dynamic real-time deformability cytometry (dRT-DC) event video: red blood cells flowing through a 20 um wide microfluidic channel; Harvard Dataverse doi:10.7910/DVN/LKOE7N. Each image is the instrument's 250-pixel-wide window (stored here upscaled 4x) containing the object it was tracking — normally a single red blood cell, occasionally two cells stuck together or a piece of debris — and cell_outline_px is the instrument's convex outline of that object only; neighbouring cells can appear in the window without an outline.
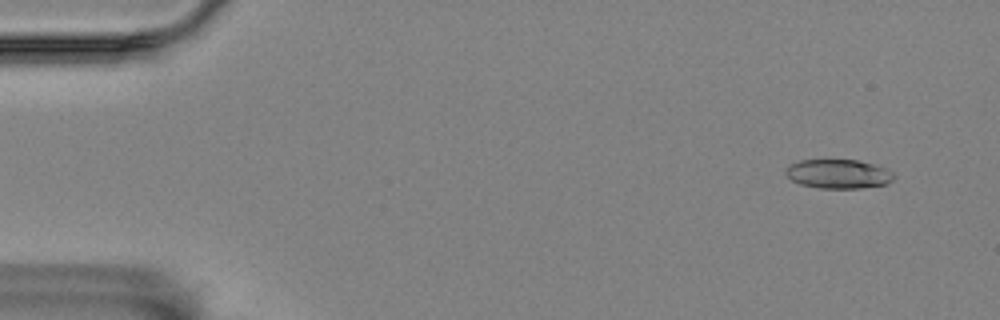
{"species": "Egyptian fruit bat (a non-hibernating species)", "species_latin": "Rousettus aegyptiacus", "temperature_condition": "room temperature", "stored_images_in_passage": 51, "camera_frame_rate_fps": 3000, "um_per_image_px": 0.085, "animal": {"sex": "female"}, "frame": {"image": 1, "passage_image": 4, "time_ms": 1.0, "image_size_px": [1000, 320], "cell_outline_px": [[896, 176], [888, 184], [860, 188], [820, 188], [800, 184], [792, 180], [784, 172], [792, 164], [800, 160], [860, 160], [888, 168]], "centroid_in_image_um": [71.32, 14.78], "position_along_channel_um": 13.7, "area_um2": 18.38}}
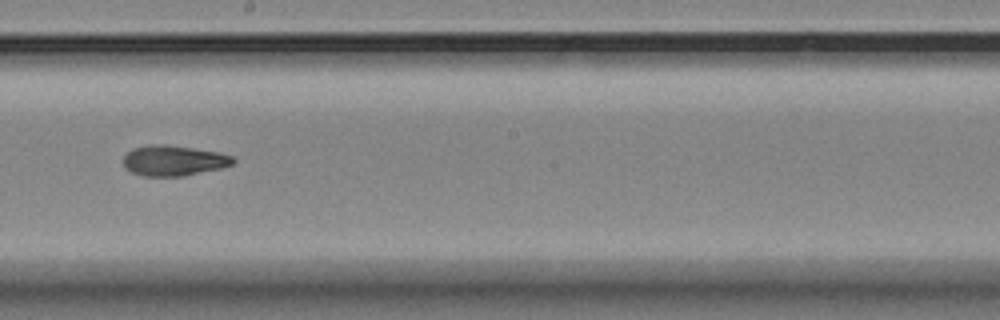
{"frame": {"image": 2, "passage_image": 32, "time_ms": 10.333, "image_size_px": [1000, 320], "cell_outline_px": [[236, 160], [232, 164], [220, 168], [184, 176], [144, 176], [132, 172], [124, 168], [124, 156], [132, 148], [152, 144], [164, 144], [220, 152], [232, 156]], "centroid_in_image_um": [14.75, 13.65], "position_along_channel_um": 233.5, "area_um2": 19.42}}
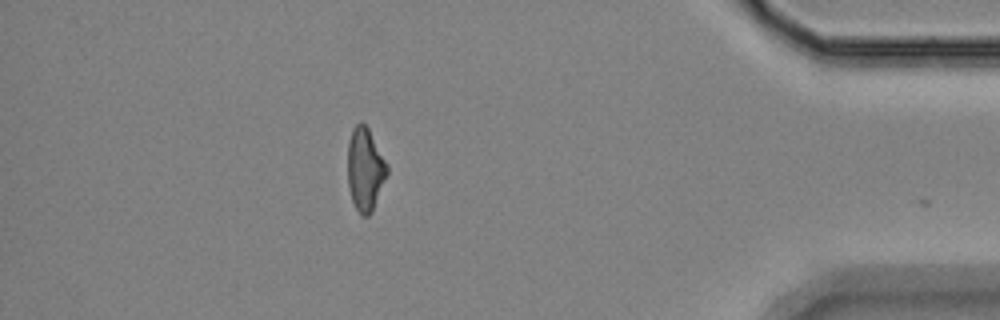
{"frame": {"image": 3, "passage_image": 50, "time_ms": 16.333, "image_size_px": [1000, 320], "cell_outline_px": [[388, 172], [372, 212], [368, 216], [360, 216], [352, 200], [348, 188], [348, 140], [352, 128], [360, 120], [368, 128], [388, 164]], "centroid_in_image_um": [31.03, 14.38], "position_along_channel_um": 404.2, "area_um2": 19.19}, "authors_computed_cell_mechanics": {"area_um2": 19.3052, "velocity_mm_per_s": 3.5379, "shape_relaxation_time_tau1_ms": 5.0443, "shape_relaxation_time_tau2_ms": 8.8208, "deformation_change_tau1": 0.1724, "deformation_change_tau2": 0.1677}}